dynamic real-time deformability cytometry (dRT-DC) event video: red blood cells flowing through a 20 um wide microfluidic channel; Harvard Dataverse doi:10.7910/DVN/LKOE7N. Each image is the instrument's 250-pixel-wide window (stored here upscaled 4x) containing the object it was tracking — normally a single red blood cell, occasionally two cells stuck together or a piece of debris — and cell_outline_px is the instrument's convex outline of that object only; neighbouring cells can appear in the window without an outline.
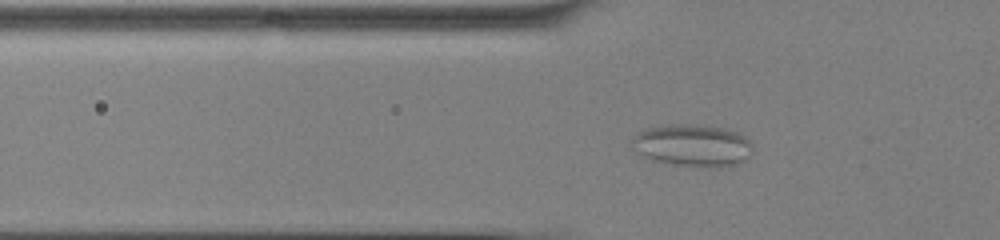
{"species": "common noctule bat (a hibernating species)", "species_latin": "Nyctalus noctula", "temperature_condition": "cold", "stored_images_in_passage": 55, "camera_frame_rate_fps": 3000, "um_per_image_px": 0.085, "animal": {"sex": "male", "body_mass_g": 13.0, "forearm_length_mm": 53.1}, "frame": {"image": 1, "passage_image": 20, "time_ms": 6.333, "image_size_px": [1000, 240], "cell_outline_px": [[752, 152], [744, 160], [736, 164], [720, 168], [672, 164], [652, 160], [636, 152], [632, 148], [632, 136], [636, 132], [648, 128], [664, 124], [704, 124], [724, 128], [736, 132], [744, 136], [752, 144]], "centroid_in_image_um": [58.84, 12.34], "position_along_channel_um": 67.0, "area_um2": 30.06}}
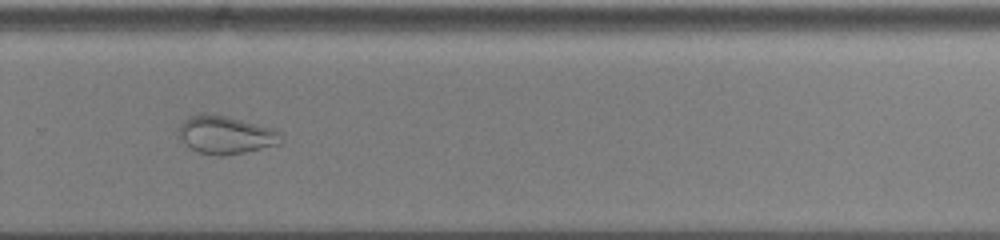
{"frame": {"image": 2, "passage_image": 39, "time_ms": 12.667, "image_size_px": [1000, 240], "cell_outline_px": [[284, 140], [280, 144], [244, 152], [224, 156], [216, 156], [196, 152], [180, 136], [180, 124], [188, 116], [204, 112], [228, 116], [272, 128], [280, 132], [284, 136]], "centroid_in_image_um": [19.23, 11.45], "position_along_channel_um": 310.6, "area_um2": 22.72}}
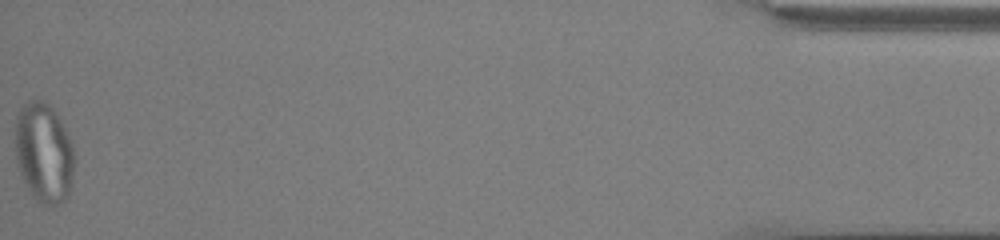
{"frame": {"image": 3, "passage_image": 55, "time_ms": 18.0, "image_size_px": [1000, 240], "cell_outline_px": [[72, 184], [68, 196], [60, 204], [52, 208], [44, 204], [32, 196], [16, 164], [16, 116], [20, 108], [28, 100], [44, 100], [52, 108], [64, 128], [72, 144]], "centroid_in_image_um": [3.71, 13.01], "position_along_channel_um": 431.5, "area_um2": 34.1}}